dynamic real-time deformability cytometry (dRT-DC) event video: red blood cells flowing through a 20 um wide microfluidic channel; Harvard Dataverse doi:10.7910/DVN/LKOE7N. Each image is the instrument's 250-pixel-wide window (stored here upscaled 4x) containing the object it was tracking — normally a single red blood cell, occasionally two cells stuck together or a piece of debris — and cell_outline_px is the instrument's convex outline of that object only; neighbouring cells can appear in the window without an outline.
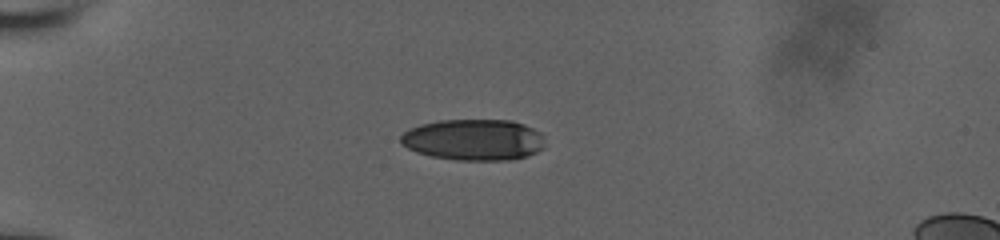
{"species": "human", "species_latin": "Homo sapiens", "temperature_condition": "room temperature", "stored_images_in_passage": 38, "camera_frame_rate_fps": 3000, "um_per_image_px": 0.085, "donor": {"sex": "male"}, "frame": {"image": 1, "passage_image": 1, "time_ms": 0.0, "image_size_px": [1000, 240], "cell_outline_px": [[544, 148], [528, 156], [508, 160], [456, 160], [432, 156], [416, 152], [408, 148], [400, 140], [400, 136], [408, 128], [420, 124], [440, 120], [512, 120], [524, 124], [540, 132], [544, 136]], "centroid_in_image_um": [40.28, 11.87], "position_along_channel_um": 44.7, "area_um2": 34.85}}
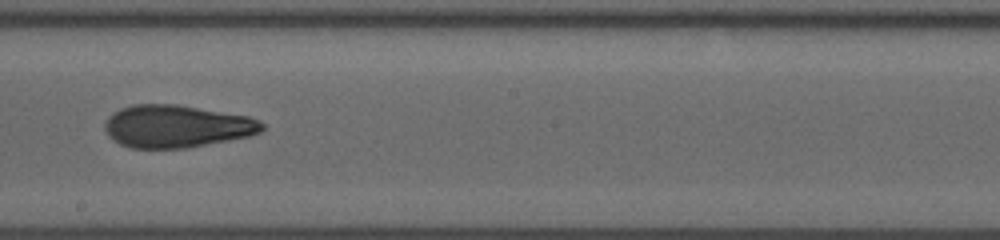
{"frame": {"image": 2, "passage_image": 20, "time_ms": 6.0, "image_size_px": [1000, 240], "cell_outline_px": [[264, 128], [260, 132], [252, 136], [184, 148], [132, 148], [120, 144], [108, 136], [104, 128], [104, 124], [108, 116], [112, 112], [120, 108], [132, 104], [176, 104], [248, 116], [260, 120], [264, 124]], "centroid_in_image_um": [15.0, 10.73], "position_along_channel_um": 233.2, "area_um2": 39.13}}
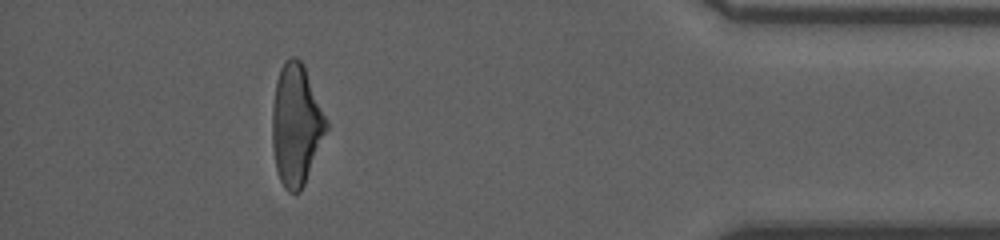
{"frame": {"image": 3, "passage_image": 35, "time_ms": 11.667, "image_size_px": [1000, 240], "cell_outline_px": [[328, 128], [304, 184], [300, 192], [288, 192], [284, 188], [280, 180], [276, 168], [272, 144], [272, 108], [276, 80], [280, 68], [284, 60], [292, 56], [296, 56], [304, 64], [328, 120]], "centroid_in_image_um": [25.17, 10.57], "position_along_channel_um": 410.0, "area_um2": 38.38}, "authors_computed_cell_mechanics": {"area_um2": 38.4081, "velocity_mm_per_s": 3.865, "shape_relaxation_time_tau1_ms": 7.3319, "shape_relaxation_time_tau2_ms": 2.3703, "deformation_change_tau1": 0.2164, "deformation_change_tau2": 0.0969}}